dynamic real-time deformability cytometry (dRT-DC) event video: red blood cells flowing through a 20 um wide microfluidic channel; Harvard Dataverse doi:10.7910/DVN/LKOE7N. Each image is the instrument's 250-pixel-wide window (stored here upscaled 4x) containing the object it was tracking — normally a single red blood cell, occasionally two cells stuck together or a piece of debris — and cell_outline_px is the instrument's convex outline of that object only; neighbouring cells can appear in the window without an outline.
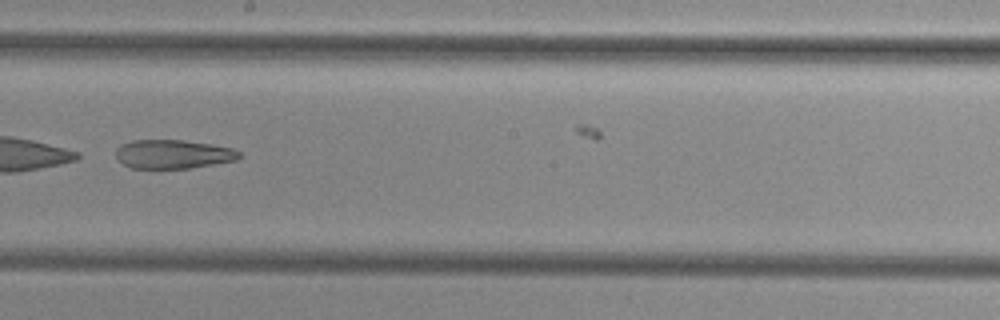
{"species": "common noctule bat (a hibernating species)", "species_latin": "Nyctalus noctula", "temperature_condition": "cold", "stored_images_in_passage": 40, "camera_frame_rate_fps": 3000, "um_per_image_px": 0.085, "animal": {"sex": "female", "body_mass_g": 29.2, "forearm_length_mm": 56.3}, "frame": {"image": 1, "passage_image": 29, "time_ms": 9.333, "image_size_px": [1000, 320], "cell_outline_px": [[240, 156], [236, 160], [188, 168], [132, 168], [116, 160], [116, 148], [120, 144], [132, 140], [184, 140], [212, 144], [232, 148], [240, 152]], "centroid_in_image_um": [14.67, 13.09], "position_along_channel_um": 233.5, "area_um2": 20.75}}